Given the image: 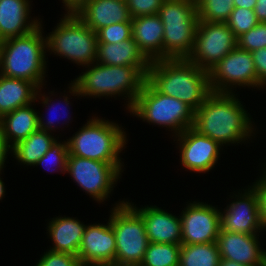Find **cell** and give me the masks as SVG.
Instances as JSON below:
<instances>
[{
	"instance_id": "1",
	"label": "cell",
	"mask_w": 266,
	"mask_h": 266,
	"mask_svg": "<svg viewBox=\"0 0 266 266\" xmlns=\"http://www.w3.org/2000/svg\"><path fill=\"white\" fill-rule=\"evenodd\" d=\"M235 96L237 94L211 92L195 111L193 128L221 146L238 145L250 139L255 134L251 117Z\"/></svg>"
},
{
	"instance_id": "2",
	"label": "cell",
	"mask_w": 266,
	"mask_h": 266,
	"mask_svg": "<svg viewBox=\"0 0 266 266\" xmlns=\"http://www.w3.org/2000/svg\"><path fill=\"white\" fill-rule=\"evenodd\" d=\"M85 68L88 69L70 83L72 96L101 98L121 95L128 97L126 109L129 111L147 80L150 66H113L95 62Z\"/></svg>"
},
{
	"instance_id": "3",
	"label": "cell",
	"mask_w": 266,
	"mask_h": 266,
	"mask_svg": "<svg viewBox=\"0 0 266 266\" xmlns=\"http://www.w3.org/2000/svg\"><path fill=\"white\" fill-rule=\"evenodd\" d=\"M147 81L160 93L179 99L196 111L212 92L208 71L187 58L151 61Z\"/></svg>"
},
{
	"instance_id": "4",
	"label": "cell",
	"mask_w": 266,
	"mask_h": 266,
	"mask_svg": "<svg viewBox=\"0 0 266 266\" xmlns=\"http://www.w3.org/2000/svg\"><path fill=\"white\" fill-rule=\"evenodd\" d=\"M40 24L30 33L0 42V75L44 85L47 40Z\"/></svg>"
},
{
	"instance_id": "5",
	"label": "cell",
	"mask_w": 266,
	"mask_h": 266,
	"mask_svg": "<svg viewBox=\"0 0 266 266\" xmlns=\"http://www.w3.org/2000/svg\"><path fill=\"white\" fill-rule=\"evenodd\" d=\"M122 129L124 128L112 121L94 116L75 135L67 139L69 155L110 164H123L119 154L125 149L127 136Z\"/></svg>"
},
{
	"instance_id": "6",
	"label": "cell",
	"mask_w": 266,
	"mask_h": 266,
	"mask_svg": "<svg viewBox=\"0 0 266 266\" xmlns=\"http://www.w3.org/2000/svg\"><path fill=\"white\" fill-rule=\"evenodd\" d=\"M158 15L164 26L163 59L188 58L199 21L196 0H164Z\"/></svg>"
},
{
	"instance_id": "7",
	"label": "cell",
	"mask_w": 266,
	"mask_h": 266,
	"mask_svg": "<svg viewBox=\"0 0 266 266\" xmlns=\"http://www.w3.org/2000/svg\"><path fill=\"white\" fill-rule=\"evenodd\" d=\"M136 118L181 134L194 125L195 111L177 98L158 92L147 80L129 110Z\"/></svg>"
},
{
	"instance_id": "8",
	"label": "cell",
	"mask_w": 266,
	"mask_h": 266,
	"mask_svg": "<svg viewBox=\"0 0 266 266\" xmlns=\"http://www.w3.org/2000/svg\"><path fill=\"white\" fill-rule=\"evenodd\" d=\"M50 32L47 50L67 58L77 65L89 66L96 62L98 39L96 33L74 13L67 12Z\"/></svg>"
},
{
	"instance_id": "9",
	"label": "cell",
	"mask_w": 266,
	"mask_h": 266,
	"mask_svg": "<svg viewBox=\"0 0 266 266\" xmlns=\"http://www.w3.org/2000/svg\"><path fill=\"white\" fill-rule=\"evenodd\" d=\"M116 240L115 266H140L149 245L142 216L126 201L110 212Z\"/></svg>"
},
{
	"instance_id": "10",
	"label": "cell",
	"mask_w": 266,
	"mask_h": 266,
	"mask_svg": "<svg viewBox=\"0 0 266 266\" xmlns=\"http://www.w3.org/2000/svg\"><path fill=\"white\" fill-rule=\"evenodd\" d=\"M122 166L124 165L68 155L66 173L71 175V179L73 178L83 191L102 203L113 191L123 172Z\"/></svg>"
},
{
	"instance_id": "11",
	"label": "cell",
	"mask_w": 266,
	"mask_h": 266,
	"mask_svg": "<svg viewBox=\"0 0 266 266\" xmlns=\"http://www.w3.org/2000/svg\"><path fill=\"white\" fill-rule=\"evenodd\" d=\"M237 47V37L227 23L198 21L193 50L188 60L209 71Z\"/></svg>"
},
{
	"instance_id": "12",
	"label": "cell",
	"mask_w": 266,
	"mask_h": 266,
	"mask_svg": "<svg viewBox=\"0 0 266 266\" xmlns=\"http://www.w3.org/2000/svg\"><path fill=\"white\" fill-rule=\"evenodd\" d=\"M208 78L212 92L233 93V86L258 88L252 54L238 47L211 67Z\"/></svg>"
},
{
	"instance_id": "13",
	"label": "cell",
	"mask_w": 266,
	"mask_h": 266,
	"mask_svg": "<svg viewBox=\"0 0 266 266\" xmlns=\"http://www.w3.org/2000/svg\"><path fill=\"white\" fill-rule=\"evenodd\" d=\"M182 245L217 241L221 229L220 209L204 202H192L180 214Z\"/></svg>"
},
{
	"instance_id": "14",
	"label": "cell",
	"mask_w": 266,
	"mask_h": 266,
	"mask_svg": "<svg viewBox=\"0 0 266 266\" xmlns=\"http://www.w3.org/2000/svg\"><path fill=\"white\" fill-rule=\"evenodd\" d=\"M179 145L183 167L193 172H209L215 167L222 146L193 127L175 137ZM179 141V142H178Z\"/></svg>"
},
{
	"instance_id": "15",
	"label": "cell",
	"mask_w": 266,
	"mask_h": 266,
	"mask_svg": "<svg viewBox=\"0 0 266 266\" xmlns=\"http://www.w3.org/2000/svg\"><path fill=\"white\" fill-rule=\"evenodd\" d=\"M116 240L108 223L87 225L78 250L82 266H115Z\"/></svg>"
},
{
	"instance_id": "16",
	"label": "cell",
	"mask_w": 266,
	"mask_h": 266,
	"mask_svg": "<svg viewBox=\"0 0 266 266\" xmlns=\"http://www.w3.org/2000/svg\"><path fill=\"white\" fill-rule=\"evenodd\" d=\"M226 209L220 211V231H230L249 235L262 232L263 226L259 218L258 203L255 190L249 186L243 194L241 191ZM236 200V201H235Z\"/></svg>"
},
{
	"instance_id": "17",
	"label": "cell",
	"mask_w": 266,
	"mask_h": 266,
	"mask_svg": "<svg viewBox=\"0 0 266 266\" xmlns=\"http://www.w3.org/2000/svg\"><path fill=\"white\" fill-rule=\"evenodd\" d=\"M258 236L220 231L216 243L221 259L245 266H266V251L261 249Z\"/></svg>"
},
{
	"instance_id": "18",
	"label": "cell",
	"mask_w": 266,
	"mask_h": 266,
	"mask_svg": "<svg viewBox=\"0 0 266 266\" xmlns=\"http://www.w3.org/2000/svg\"><path fill=\"white\" fill-rule=\"evenodd\" d=\"M128 203L142 216L149 243L182 245L180 217L156 205L138 208Z\"/></svg>"
},
{
	"instance_id": "19",
	"label": "cell",
	"mask_w": 266,
	"mask_h": 266,
	"mask_svg": "<svg viewBox=\"0 0 266 266\" xmlns=\"http://www.w3.org/2000/svg\"><path fill=\"white\" fill-rule=\"evenodd\" d=\"M74 13L95 33L114 23L132 22L125 0H85Z\"/></svg>"
},
{
	"instance_id": "20",
	"label": "cell",
	"mask_w": 266,
	"mask_h": 266,
	"mask_svg": "<svg viewBox=\"0 0 266 266\" xmlns=\"http://www.w3.org/2000/svg\"><path fill=\"white\" fill-rule=\"evenodd\" d=\"M29 0H0V42L23 36L36 29L42 22L31 19ZM31 19V21H30Z\"/></svg>"
},
{
	"instance_id": "21",
	"label": "cell",
	"mask_w": 266,
	"mask_h": 266,
	"mask_svg": "<svg viewBox=\"0 0 266 266\" xmlns=\"http://www.w3.org/2000/svg\"><path fill=\"white\" fill-rule=\"evenodd\" d=\"M132 38L150 60L163 59L164 26L158 14L132 18Z\"/></svg>"
},
{
	"instance_id": "22",
	"label": "cell",
	"mask_w": 266,
	"mask_h": 266,
	"mask_svg": "<svg viewBox=\"0 0 266 266\" xmlns=\"http://www.w3.org/2000/svg\"><path fill=\"white\" fill-rule=\"evenodd\" d=\"M87 225L70 217H56L48 223L47 231L53 244L50 250L78 256V250Z\"/></svg>"
},
{
	"instance_id": "23",
	"label": "cell",
	"mask_w": 266,
	"mask_h": 266,
	"mask_svg": "<svg viewBox=\"0 0 266 266\" xmlns=\"http://www.w3.org/2000/svg\"><path fill=\"white\" fill-rule=\"evenodd\" d=\"M29 104L0 118L2 139L11 148L39 129L38 113Z\"/></svg>"
},
{
	"instance_id": "24",
	"label": "cell",
	"mask_w": 266,
	"mask_h": 266,
	"mask_svg": "<svg viewBox=\"0 0 266 266\" xmlns=\"http://www.w3.org/2000/svg\"><path fill=\"white\" fill-rule=\"evenodd\" d=\"M96 62L113 66H150L151 64L133 38L118 43H98Z\"/></svg>"
},
{
	"instance_id": "25",
	"label": "cell",
	"mask_w": 266,
	"mask_h": 266,
	"mask_svg": "<svg viewBox=\"0 0 266 266\" xmlns=\"http://www.w3.org/2000/svg\"><path fill=\"white\" fill-rule=\"evenodd\" d=\"M37 91L38 87L30 81L0 75V118L35 103Z\"/></svg>"
},
{
	"instance_id": "26",
	"label": "cell",
	"mask_w": 266,
	"mask_h": 266,
	"mask_svg": "<svg viewBox=\"0 0 266 266\" xmlns=\"http://www.w3.org/2000/svg\"><path fill=\"white\" fill-rule=\"evenodd\" d=\"M52 132L38 129L26 139L19 141L11 148L18 162L27 166H35L36 162L51 148L56 138Z\"/></svg>"
},
{
	"instance_id": "27",
	"label": "cell",
	"mask_w": 266,
	"mask_h": 266,
	"mask_svg": "<svg viewBox=\"0 0 266 266\" xmlns=\"http://www.w3.org/2000/svg\"><path fill=\"white\" fill-rule=\"evenodd\" d=\"M220 260L216 242L181 245L179 266H219Z\"/></svg>"
},
{
	"instance_id": "28",
	"label": "cell",
	"mask_w": 266,
	"mask_h": 266,
	"mask_svg": "<svg viewBox=\"0 0 266 266\" xmlns=\"http://www.w3.org/2000/svg\"><path fill=\"white\" fill-rule=\"evenodd\" d=\"M181 245L149 243L140 266H179Z\"/></svg>"
},
{
	"instance_id": "29",
	"label": "cell",
	"mask_w": 266,
	"mask_h": 266,
	"mask_svg": "<svg viewBox=\"0 0 266 266\" xmlns=\"http://www.w3.org/2000/svg\"><path fill=\"white\" fill-rule=\"evenodd\" d=\"M198 19L226 23L234 9V0H196Z\"/></svg>"
},
{
	"instance_id": "30",
	"label": "cell",
	"mask_w": 266,
	"mask_h": 266,
	"mask_svg": "<svg viewBox=\"0 0 266 266\" xmlns=\"http://www.w3.org/2000/svg\"><path fill=\"white\" fill-rule=\"evenodd\" d=\"M226 23L234 35L239 37L243 33L254 28L259 21L257 20L254 10L243 7H234Z\"/></svg>"
},
{
	"instance_id": "31",
	"label": "cell",
	"mask_w": 266,
	"mask_h": 266,
	"mask_svg": "<svg viewBox=\"0 0 266 266\" xmlns=\"http://www.w3.org/2000/svg\"><path fill=\"white\" fill-rule=\"evenodd\" d=\"M68 155H69V152H68L67 141H64L61 143L56 140L51 146V148L44 154V156H42L36 162L35 166L52 165L54 166V168H57L54 170L57 171L59 169L64 174L66 172Z\"/></svg>"
},
{
	"instance_id": "32",
	"label": "cell",
	"mask_w": 266,
	"mask_h": 266,
	"mask_svg": "<svg viewBox=\"0 0 266 266\" xmlns=\"http://www.w3.org/2000/svg\"><path fill=\"white\" fill-rule=\"evenodd\" d=\"M237 47L249 52L266 48V23L259 22L254 28L237 37Z\"/></svg>"
},
{
	"instance_id": "33",
	"label": "cell",
	"mask_w": 266,
	"mask_h": 266,
	"mask_svg": "<svg viewBox=\"0 0 266 266\" xmlns=\"http://www.w3.org/2000/svg\"><path fill=\"white\" fill-rule=\"evenodd\" d=\"M98 43H118L132 38V22L114 23L96 32Z\"/></svg>"
},
{
	"instance_id": "34",
	"label": "cell",
	"mask_w": 266,
	"mask_h": 266,
	"mask_svg": "<svg viewBox=\"0 0 266 266\" xmlns=\"http://www.w3.org/2000/svg\"><path fill=\"white\" fill-rule=\"evenodd\" d=\"M35 266H82L77 256L48 250L39 259Z\"/></svg>"
},
{
	"instance_id": "35",
	"label": "cell",
	"mask_w": 266,
	"mask_h": 266,
	"mask_svg": "<svg viewBox=\"0 0 266 266\" xmlns=\"http://www.w3.org/2000/svg\"><path fill=\"white\" fill-rule=\"evenodd\" d=\"M164 0H126L132 18L158 14Z\"/></svg>"
},
{
	"instance_id": "36",
	"label": "cell",
	"mask_w": 266,
	"mask_h": 266,
	"mask_svg": "<svg viewBox=\"0 0 266 266\" xmlns=\"http://www.w3.org/2000/svg\"><path fill=\"white\" fill-rule=\"evenodd\" d=\"M43 87H40V88H38V91H37V94H36V97H35V101H37L38 99H41V103L42 104H44L43 106L45 107H49V108H54L53 110H55V111H57L56 109H55V105H52L51 104V101H52V99L49 97V96H46L45 95V93H43V95L41 94V89H42ZM40 93V94H39ZM41 95V96H40ZM40 96V97H39ZM63 99H64V104L66 105V107H64V109H66L67 107H68V105H69V103H70V101H68L70 98H68L67 97V95L65 94L64 96H63ZM53 104H55V103H53ZM59 105L61 104V101H60V103H58ZM50 105H51V107H50ZM63 109V110H64ZM50 110V109H49ZM67 110V109H66ZM52 112V111H51ZM68 112V111H67ZM67 112L65 111V112H63V113H66L65 115H66V118L70 121V116H68V114H67ZM50 115H51V113H50ZM49 115V116H50ZM69 117V118H68ZM52 118V117H51ZM54 119H55V117H54ZM53 119V120H54ZM56 122H57V120H56ZM38 126H39V129L40 130H44V131H48V132H51V131H54L55 130V125H54V122L52 121V119L50 120V119H48L47 121H45L44 122V117H42V116H40V113H38ZM54 129V130H53Z\"/></svg>"
},
{
	"instance_id": "37",
	"label": "cell",
	"mask_w": 266,
	"mask_h": 266,
	"mask_svg": "<svg viewBox=\"0 0 266 266\" xmlns=\"http://www.w3.org/2000/svg\"><path fill=\"white\" fill-rule=\"evenodd\" d=\"M256 182L251 185L255 190L258 203L259 218L263 229L266 231V169Z\"/></svg>"
},
{
	"instance_id": "38",
	"label": "cell",
	"mask_w": 266,
	"mask_h": 266,
	"mask_svg": "<svg viewBox=\"0 0 266 266\" xmlns=\"http://www.w3.org/2000/svg\"><path fill=\"white\" fill-rule=\"evenodd\" d=\"M258 78V89L266 86V48L251 52Z\"/></svg>"
},
{
	"instance_id": "39",
	"label": "cell",
	"mask_w": 266,
	"mask_h": 266,
	"mask_svg": "<svg viewBox=\"0 0 266 266\" xmlns=\"http://www.w3.org/2000/svg\"><path fill=\"white\" fill-rule=\"evenodd\" d=\"M254 12L259 22L266 23V0H256Z\"/></svg>"
},
{
	"instance_id": "40",
	"label": "cell",
	"mask_w": 266,
	"mask_h": 266,
	"mask_svg": "<svg viewBox=\"0 0 266 266\" xmlns=\"http://www.w3.org/2000/svg\"><path fill=\"white\" fill-rule=\"evenodd\" d=\"M9 150L11 151V147L3 141L0 129V169H3L5 166L4 163L6 162L7 154H10Z\"/></svg>"
},
{
	"instance_id": "41",
	"label": "cell",
	"mask_w": 266,
	"mask_h": 266,
	"mask_svg": "<svg viewBox=\"0 0 266 266\" xmlns=\"http://www.w3.org/2000/svg\"><path fill=\"white\" fill-rule=\"evenodd\" d=\"M65 6V11L74 12L85 0H62Z\"/></svg>"
},
{
	"instance_id": "42",
	"label": "cell",
	"mask_w": 266,
	"mask_h": 266,
	"mask_svg": "<svg viewBox=\"0 0 266 266\" xmlns=\"http://www.w3.org/2000/svg\"><path fill=\"white\" fill-rule=\"evenodd\" d=\"M256 0H234V7H243L254 10Z\"/></svg>"
},
{
	"instance_id": "43",
	"label": "cell",
	"mask_w": 266,
	"mask_h": 266,
	"mask_svg": "<svg viewBox=\"0 0 266 266\" xmlns=\"http://www.w3.org/2000/svg\"><path fill=\"white\" fill-rule=\"evenodd\" d=\"M219 266H245V265L239 264L237 262L229 261L226 259H221Z\"/></svg>"
},
{
	"instance_id": "44",
	"label": "cell",
	"mask_w": 266,
	"mask_h": 266,
	"mask_svg": "<svg viewBox=\"0 0 266 266\" xmlns=\"http://www.w3.org/2000/svg\"><path fill=\"white\" fill-rule=\"evenodd\" d=\"M1 170L2 169H0V174H1ZM4 195H5V186H4V182L1 180V177H0V200H2Z\"/></svg>"
}]
</instances>
